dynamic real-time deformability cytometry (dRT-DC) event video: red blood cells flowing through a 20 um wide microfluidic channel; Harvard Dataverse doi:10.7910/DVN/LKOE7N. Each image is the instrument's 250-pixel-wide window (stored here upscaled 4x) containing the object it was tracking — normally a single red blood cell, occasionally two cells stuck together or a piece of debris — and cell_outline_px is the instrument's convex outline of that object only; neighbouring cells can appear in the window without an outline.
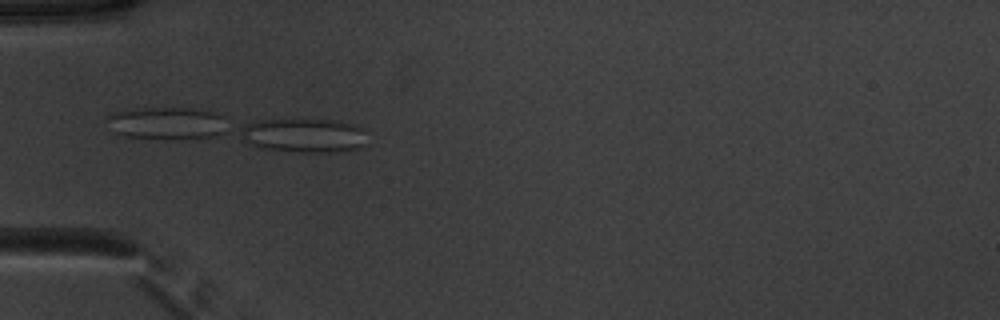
{"species": "common noctule bat (a hibernating species)", "species_latin": "Nyctalus noctula", "temperature_condition": "warm", "stored_images_in_passage": 38, "camera_frame_rate_fps": 3000, "um_per_image_px": 0.085, "animal": {"sex": "male", "body_mass_g": 20.1, "forearm_length_mm": 53.5}, "frame": {"image": 1, "passage_image": 3, "time_ms": 0.667, "image_size_px": [1000, 320], "cell_outline_px": [[368, 144], [364, 148], [344, 152], [300, 152], [264, 148], [248, 144], [244, 140], [240, 128], [244, 124], [256, 120], [336, 120], [352, 124], [360, 128]], "centroid_in_image_um": [25.87, 11.53], "position_along_channel_um": 59.1, "area_um2": 25.26}}
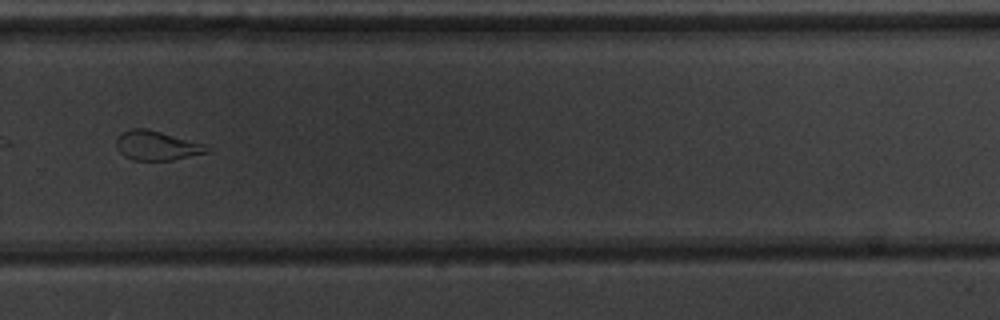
{"frame": {"image": 2, "passage_image": 23, "time_ms": 7.333, "image_size_px": [1000, 320], "cell_outline_px": [[212, 148], [208, 152], [172, 160], [132, 160], [124, 156], [120, 152], [116, 144], [116, 140], [120, 132], [132, 128], [148, 128], [200, 144]], "centroid_in_image_um": [13.25, 12.37], "position_along_channel_um": 316.5, "area_um2": 15.26}}
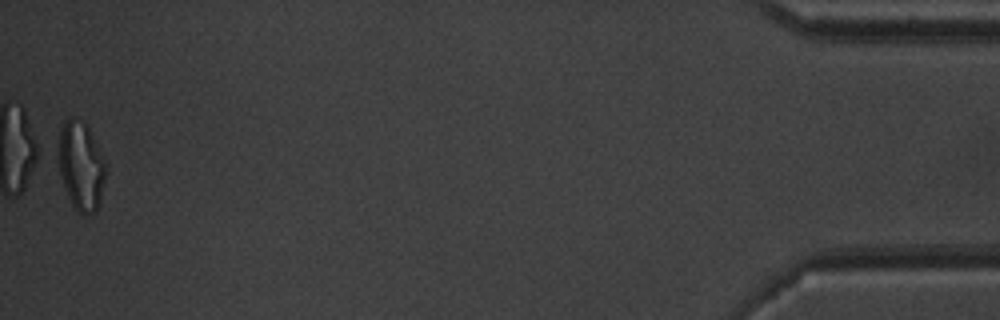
{"frame": {"image": 3, "passage_image": 38, "time_ms": 12.333, "image_size_px": [1000, 320], "cell_outline_px": [[108, 164], [100, 204], [96, 212], [84, 216], [72, 204], [64, 188], [60, 176], [60, 128], [72, 116], [84, 124], [88, 128]], "centroid_in_image_um": [6.94, 14.17], "position_along_channel_um": 428.3, "area_um2": 24.28}, "authors_computed_cell_mechanics": {"area_um2": 17.9469, "velocity_mm_per_s": 3.9315, "shape_relaxation_time_tau1_ms": null, "shape_relaxation_time_tau2_ms": 1.8297, "deformation_change_tau1": null, "deformation_change_tau2": 0.1038}}